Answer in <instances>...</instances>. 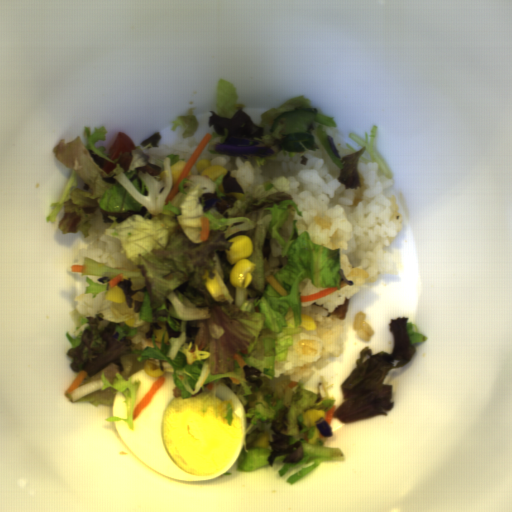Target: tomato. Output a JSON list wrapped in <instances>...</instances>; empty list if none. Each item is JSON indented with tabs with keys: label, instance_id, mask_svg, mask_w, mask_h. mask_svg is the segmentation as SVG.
I'll return each mask as SVG.
<instances>
[{
	"label": "tomato",
	"instance_id": "1",
	"mask_svg": "<svg viewBox=\"0 0 512 512\" xmlns=\"http://www.w3.org/2000/svg\"><path fill=\"white\" fill-rule=\"evenodd\" d=\"M136 149L134 142L122 131L118 132L115 140L107 150V156L112 161L125 154L127 152H132Z\"/></svg>",
	"mask_w": 512,
	"mask_h": 512
}]
</instances>
